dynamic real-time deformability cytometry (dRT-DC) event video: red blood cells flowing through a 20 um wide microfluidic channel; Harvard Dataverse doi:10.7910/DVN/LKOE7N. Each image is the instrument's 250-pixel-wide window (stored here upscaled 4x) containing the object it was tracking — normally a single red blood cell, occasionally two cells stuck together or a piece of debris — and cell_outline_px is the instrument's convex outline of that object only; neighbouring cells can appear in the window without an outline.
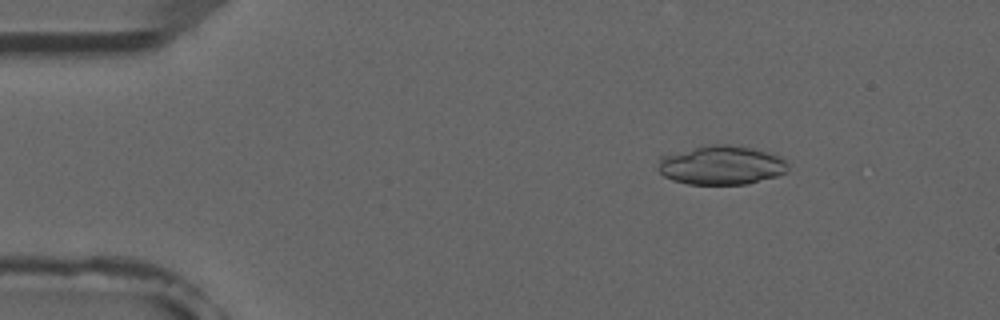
{"species": "common noctule bat (a hibernating species)", "species_latin": "Nyctalus noctula", "temperature_condition": "room temperature", "stored_images_in_passage": 36, "camera_frame_rate_fps": 3000, "um_per_image_px": 0.085, "animal": {"sex": "male", "forearm_length_mm": 52.5}, "frame": {"image": 1, "passage_image": 5, "time_ms": 1.333, "image_size_px": [1000, 320], "cell_outline_px": [[788, 172], [776, 176], [748, 184], [688, 184], [672, 180], [664, 176], [660, 172], [660, 156], [712, 144], [728, 144], [752, 148], [768, 152], [780, 156], [788, 160]], "centroid_in_image_um": [61.38, 14.04], "position_along_channel_um": 23.6, "area_um2": 29.48}}
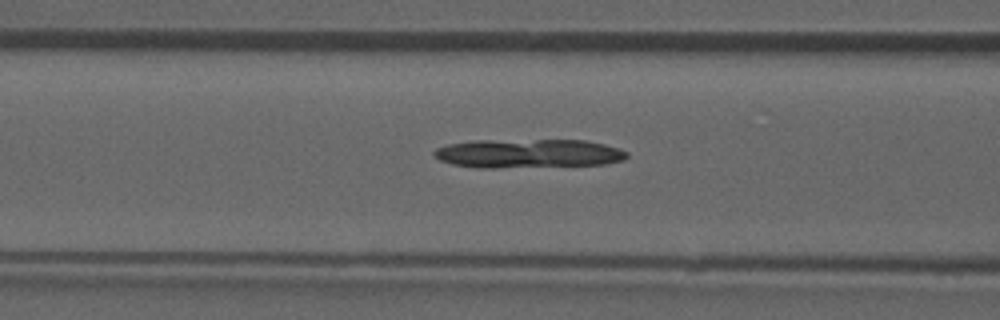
{"frame": {"image": 2, "passage_image": 18, "time_ms": 5.667, "image_size_px": [1000, 320], "cell_outline_px": [[628, 156], [624, 160], [604, 164], [496, 168], [476, 168], [452, 164], [440, 160], [432, 152], [436, 148], [448, 144], [472, 140], [584, 140], [604, 144], [628, 152]], "centroid_in_image_um": [44.87, 13.04], "position_along_channel_um": 121.7, "area_um2": 32.54}}
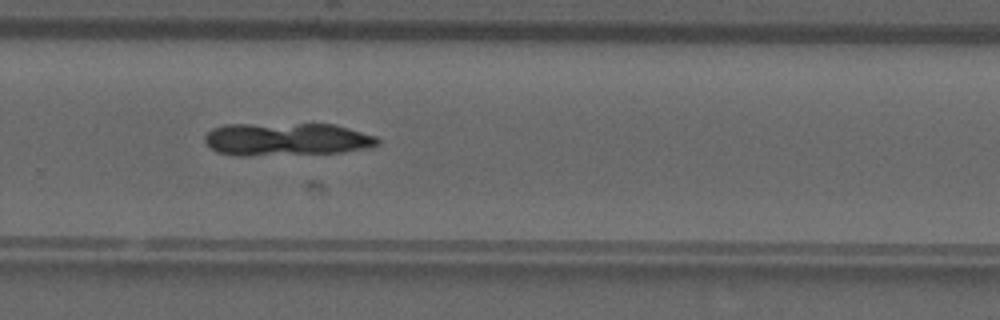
{"frame": {"image": 3, "passage_image": 32, "time_ms": 10.333, "image_size_px": [1000, 320], "cell_outline_px": [[380, 144], [376, 148], [340, 152], [244, 156], [236, 156], [216, 152], [204, 140], [204, 136], [212, 128], [224, 124], [332, 124], [348, 128], [376, 136], [380, 140]], "centroid_in_image_um": [24.38, 11.84], "position_along_channel_um": 305.4, "area_um2": 33.41}}